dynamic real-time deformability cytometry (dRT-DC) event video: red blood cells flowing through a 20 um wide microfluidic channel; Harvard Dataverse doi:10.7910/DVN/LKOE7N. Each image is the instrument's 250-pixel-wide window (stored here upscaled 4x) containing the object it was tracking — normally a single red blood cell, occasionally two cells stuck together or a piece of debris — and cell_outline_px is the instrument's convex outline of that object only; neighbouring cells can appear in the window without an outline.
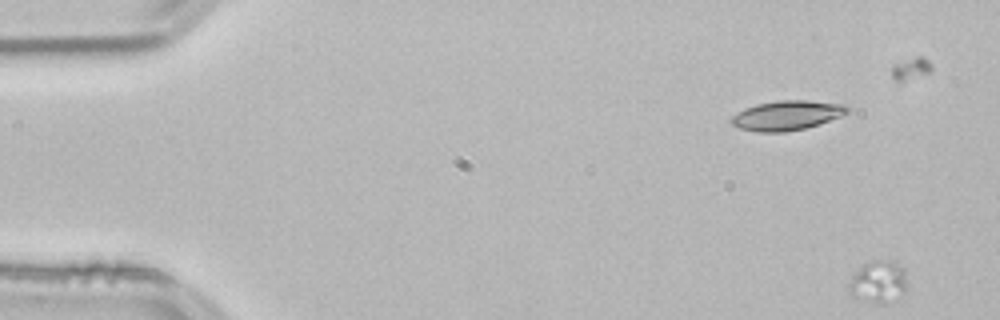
{"species": "common noctule bat (a hibernating species)", "species_latin": "Nyctalus noctula", "temperature_condition": "room temperature", "stored_images_in_passage": 2, "segment_of_instrument_passage": [2, 2], "camera_frame_rate_fps": 3000, "um_per_image_px": 0.085, "animal": {"sex": "male", "body_mass_g": 21.5, "forearm_length_mm": 52.0}, "frame": {"image": 1, "passage_image": 2, "time_ms": 0.333, "image_size_px": [1000, 320], "cell_outline_px": [[908, 288], [900, 296], [884, 304], [876, 304], [852, 296], [848, 288], [848, 280], [864, 264], [872, 260], [884, 260], [900, 264], [904, 268]], "centroid_in_image_um": [74.68, 23.96], "position_along_channel_um": 10.3, "area_um2": 14.45}}